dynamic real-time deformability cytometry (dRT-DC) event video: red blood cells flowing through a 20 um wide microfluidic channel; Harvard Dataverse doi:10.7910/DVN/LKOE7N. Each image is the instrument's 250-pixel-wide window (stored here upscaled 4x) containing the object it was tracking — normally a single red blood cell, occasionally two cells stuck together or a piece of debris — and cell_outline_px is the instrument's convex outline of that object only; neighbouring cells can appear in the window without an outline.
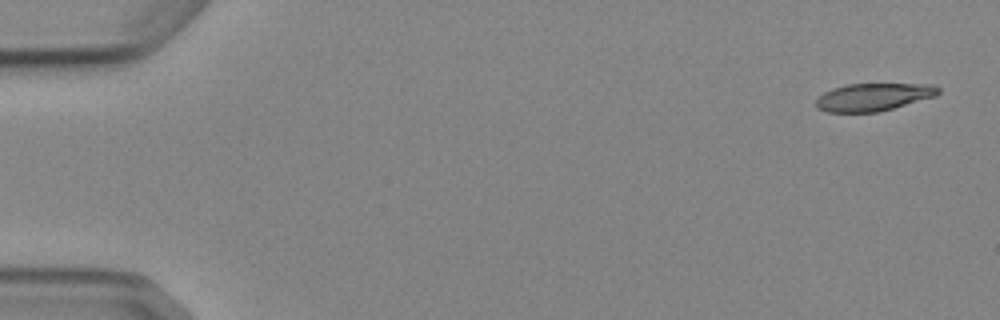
{"species": "Egyptian fruit bat (a non-hibernating species)", "species_latin": "Rousettus aegyptiacus", "temperature_condition": "cold", "stored_images_in_passage": 5, "segment_of_instrument_passage": [1, 2], "camera_frame_rate_fps": 3000, "um_per_image_px": 0.085, "animal": {"sex": "female"}, "frame": {"image": 1, "passage_image": 1, "time_ms": 0.0, "image_size_px": [1000, 320], "cell_outline_px": [[940, 92], [936, 96], [880, 112], [828, 112], [816, 108], [816, 100], [824, 92], [832, 88], [848, 84], [932, 84], [940, 88]], "centroid_in_image_um": [74.25, 8.25], "position_along_channel_um": 10.7, "area_um2": 19.77}}
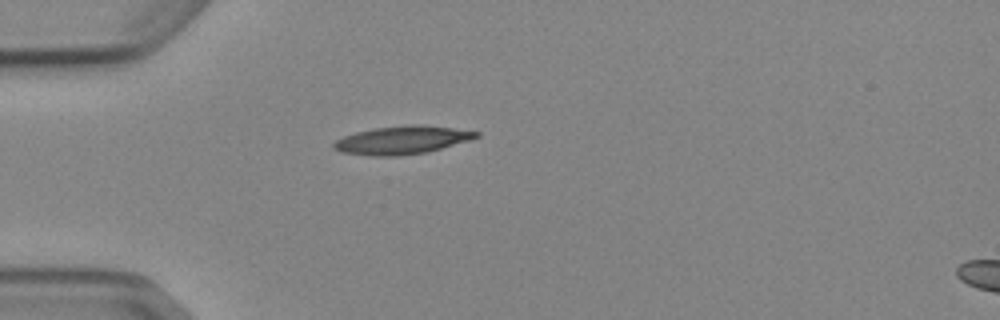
{"frame": {"image": 2, "passage_image": 4, "time_ms": 4.333, "image_size_px": [1000, 320], "cell_outline_px": [[480, 136], [468, 140], [428, 152], [396, 156], [372, 156], [340, 152], [332, 148], [332, 144], [336, 140], [344, 136], [356, 132], [376, 128], [408, 124], [416, 124], [452, 128], [480, 132]], "centroid_in_image_um": [34.14, 11.91], "position_along_channel_um": 50.9, "area_um2": 23.24}}